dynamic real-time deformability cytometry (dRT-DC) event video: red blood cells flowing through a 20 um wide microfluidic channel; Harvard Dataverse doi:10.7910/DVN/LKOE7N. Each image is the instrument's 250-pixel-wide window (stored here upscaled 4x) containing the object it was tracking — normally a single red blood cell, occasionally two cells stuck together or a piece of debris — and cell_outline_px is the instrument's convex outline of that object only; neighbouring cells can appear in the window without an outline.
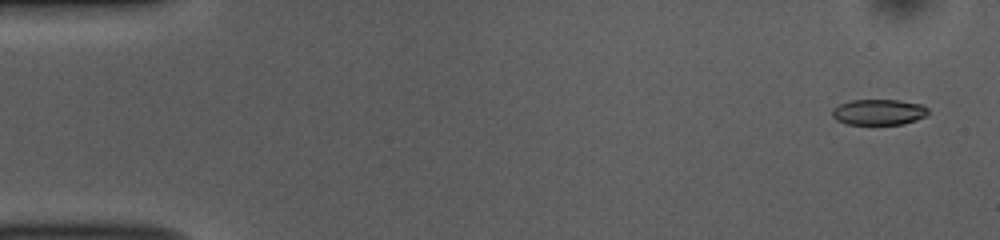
{"species": "common noctule bat (a hibernating species)", "species_latin": "Nyctalus noctula", "temperature_condition": "room temperature", "stored_images_in_passage": 53, "camera_frame_rate_fps": 3000, "um_per_image_px": 0.085, "animal": {"sex": "female", "body_mass_g": 10.0, "forearm_length_mm": 53.1}, "frame": {"image": 1, "passage_image": 3, "time_ms": 0.667, "image_size_px": [1000, 240], "cell_outline_px": [[928, 116], [904, 124], [844, 124], [836, 120], [832, 116], [832, 108], [840, 104], [852, 100], [900, 100], [920, 104], [928, 108]], "centroid_in_image_um": [74.69, 9.53], "position_along_channel_um": 10.3, "area_um2": 14.51}}
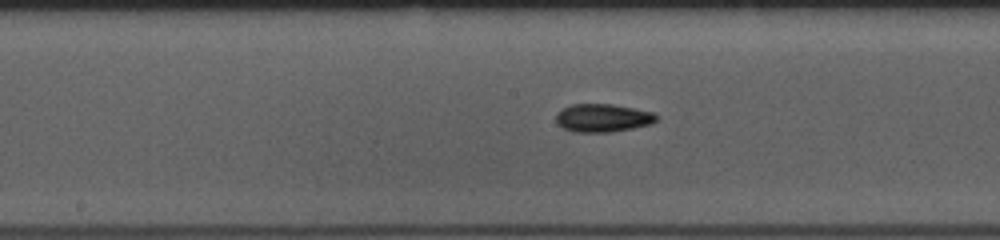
{"frame": {"image": 2, "passage_image": 27, "time_ms": 8.667, "image_size_px": [1000, 240], "cell_outline_px": [[660, 120], [652, 124], [612, 132], [572, 132], [556, 124], [556, 112], [572, 104], [612, 104], [656, 112], [660, 116]], "centroid_in_image_um": [51.29, 10.02], "position_along_channel_um": 196.9, "area_um2": 16.82}}
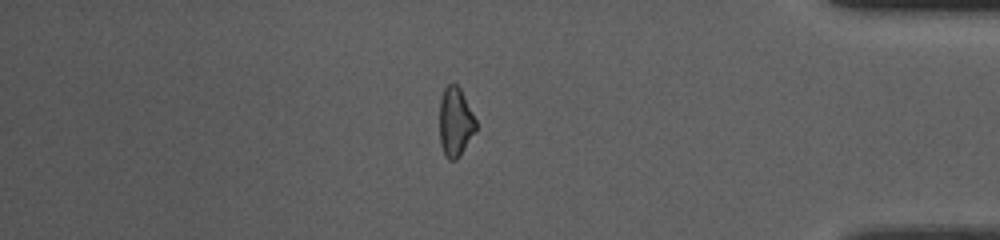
{"frame": {"image": 3, "passage_image": 45, "time_ms": 14.667, "image_size_px": [1000, 240], "cell_outline_px": [[476, 128], [456, 160], [448, 160], [444, 156], [440, 144], [440, 100], [444, 88], [448, 84], [456, 84], [460, 88], [476, 120]], "centroid_in_image_um": [38.67, 10.36], "position_along_channel_um": 396.5, "area_um2": 14.39}, "authors_computed_cell_mechanics": {"area_um2": 15.3748, "velocity_mm_per_s": 3.8547, "shape_relaxation_time_tau1_ms": 6.6804, "shape_relaxation_time_tau2_ms": 4.0766, "deformation_change_tau1": 0.1485, "deformation_change_tau2": 0.115}}